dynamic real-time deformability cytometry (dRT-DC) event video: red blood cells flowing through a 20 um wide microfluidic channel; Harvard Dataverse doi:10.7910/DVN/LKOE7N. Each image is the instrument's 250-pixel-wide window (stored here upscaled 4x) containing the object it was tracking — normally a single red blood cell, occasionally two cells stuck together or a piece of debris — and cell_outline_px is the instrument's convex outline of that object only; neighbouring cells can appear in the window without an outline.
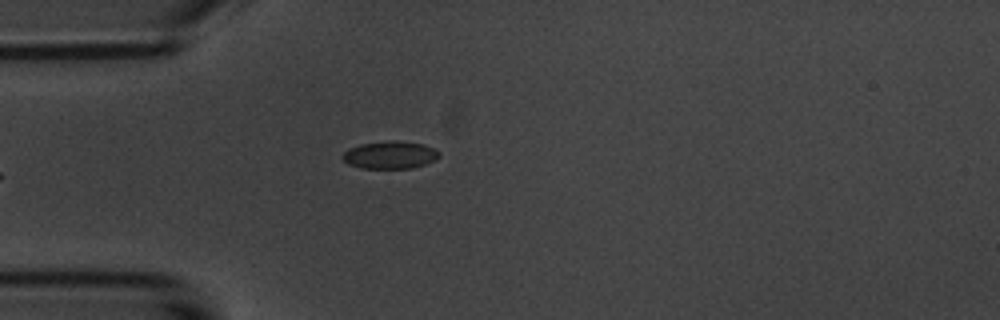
{"species": "common noctule bat (a hibernating species)", "species_latin": "Nyctalus noctula", "temperature_condition": "room temperature", "stored_images_in_passage": 6, "camera_frame_rate_fps": 3000, "um_per_image_px": 0.085, "animal": {"sex": "male", "body_mass_g": 20.1, "forearm_length_mm": 53.5}, "frame": {"image": 1, "passage_image": 6, "time_ms": 6.0, "image_size_px": [1000, 320], "cell_outline_px": [[440, 156], [424, 164], [412, 168], [360, 168], [348, 164], [340, 156], [348, 148], [360, 144], [388, 140], [396, 140], [424, 144], [440, 152]], "centroid_in_image_um": [33.11, 13.16], "position_along_channel_um": 51.9, "area_um2": 15.55}}